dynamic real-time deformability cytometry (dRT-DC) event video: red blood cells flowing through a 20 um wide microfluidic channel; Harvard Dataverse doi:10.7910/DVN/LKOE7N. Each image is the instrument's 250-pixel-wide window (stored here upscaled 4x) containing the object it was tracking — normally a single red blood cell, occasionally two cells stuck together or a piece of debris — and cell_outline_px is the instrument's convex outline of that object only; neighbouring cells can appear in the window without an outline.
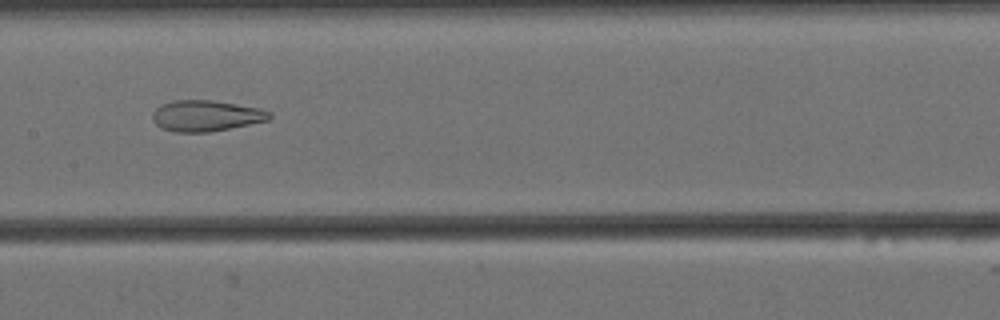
{"species": "Egyptian fruit bat (a non-hibernating species)", "species_latin": "Rousettus aegyptiacus", "temperature_condition": "cold", "stored_images_in_passage": 57, "camera_frame_rate_fps": 3000, "um_per_image_px": 0.085, "animal": {"sex": "female"}, "frame": {"image": 1, "passage_image": 27, "time_ms": 8.667, "image_size_px": [1000, 320], "cell_outline_px": [[272, 116], [268, 120], [208, 132], [172, 132], [160, 128], [152, 120], [152, 112], [160, 104], [172, 100], [212, 100], [260, 108], [272, 112]], "centroid_in_image_um": [17.46, 9.83], "position_along_channel_um": 189.9, "area_um2": 21.21}}
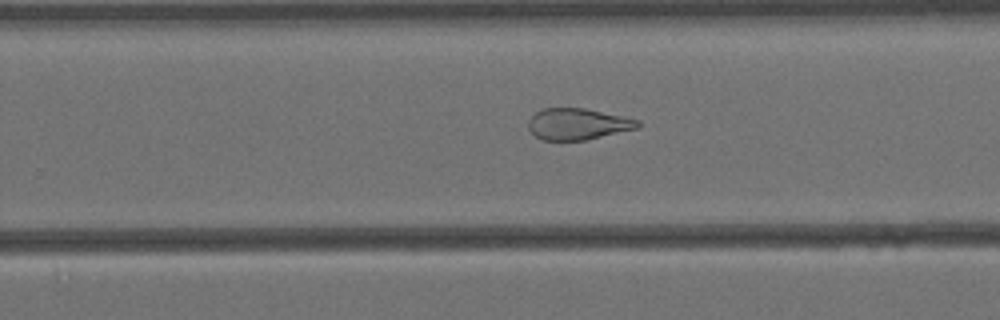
{"frame": {"image": 2, "passage_image": 35, "time_ms": 11.333, "image_size_px": [1000, 320], "cell_outline_px": [[640, 128], [584, 140], [544, 140], [536, 136], [528, 128], [528, 120], [536, 112], [544, 108], [584, 108], [624, 116], [640, 120]], "centroid_in_image_um": [49.14, 10.54], "position_along_channel_um": 280.7, "area_um2": 20.0}}
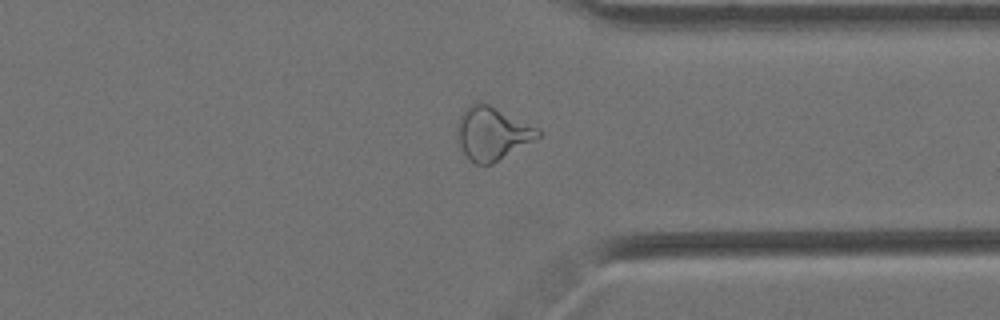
{"frame": {"image": 3, "passage_image": 43, "time_ms": 14.0, "image_size_px": [1000, 320], "cell_outline_px": [[540, 136], [492, 164], [476, 164], [464, 152], [456, 136], [456, 128], [460, 116], [476, 100], [480, 100], [536, 128], [540, 132]], "centroid_in_image_um": [41.79, 11.33], "position_along_channel_um": 369.6, "area_um2": 24.22}, "authors_computed_cell_mechanics": {"area_um2": 25.8366, "velocity_mm_per_s": 3.4379, "shape_relaxation_time_tau1_ms": null, "shape_relaxation_time_tau2_ms": 2.9305, "deformation_change_tau1": null, "deformation_change_tau2": 0.1204}}